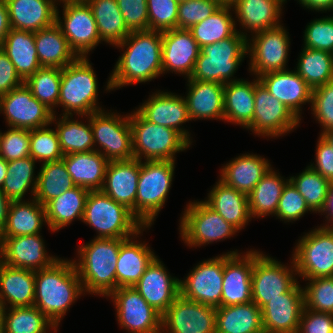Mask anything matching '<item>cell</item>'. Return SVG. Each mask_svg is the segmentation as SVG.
<instances>
[{
    "instance_id": "6da1fadb",
    "label": "cell",
    "mask_w": 333,
    "mask_h": 333,
    "mask_svg": "<svg viewBox=\"0 0 333 333\" xmlns=\"http://www.w3.org/2000/svg\"><path fill=\"white\" fill-rule=\"evenodd\" d=\"M126 51L117 61L106 90L151 81L162 74V35L160 31L131 33L118 45Z\"/></svg>"
},
{
    "instance_id": "7a4b0ae2",
    "label": "cell",
    "mask_w": 333,
    "mask_h": 333,
    "mask_svg": "<svg viewBox=\"0 0 333 333\" xmlns=\"http://www.w3.org/2000/svg\"><path fill=\"white\" fill-rule=\"evenodd\" d=\"M83 291L73 261L59 259L51 267L35 271L34 306L56 327Z\"/></svg>"
},
{
    "instance_id": "3957f363",
    "label": "cell",
    "mask_w": 333,
    "mask_h": 333,
    "mask_svg": "<svg viewBox=\"0 0 333 333\" xmlns=\"http://www.w3.org/2000/svg\"><path fill=\"white\" fill-rule=\"evenodd\" d=\"M124 240L96 237L80 247V261L73 263L84 291L109 297L116 290V264Z\"/></svg>"
},
{
    "instance_id": "277c9868",
    "label": "cell",
    "mask_w": 333,
    "mask_h": 333,
    "mask_svg": "<svg viewBox=\"0 0 333 333\" xmlns=\"http://www.w3.org/2000/svg\"><path fill=\"white\" fill-rule=\"evenodd\" d=\"M247 44L246 35L236 31L227 39L205 45L201 48L189 79L223 85L237 81L229 78L233 76L244 56L248 54Z\"/></svg>"
},
{
    "instance_id": "5b68a950",
    "label": "cell",
    "mask_w": 333,
    "mask_h": 333,
    "mask_svg": "<svg viewBox=\"0 0 333 333\" xmlns=\"http://www.w3.org/2000/svg\"><path fill=\"white\" fill-rule=\"evenodd\" d=\"M82 221L99 232L97 238L127 239L140 234L142 227L145 229L130 209L102 190L89 192Z\"/></svg>"
},
{
    "instance_id": "8992f818",
    "label": "cell",
    "mask_w": 333,
    "mask_h": 333,
    "mask_svg": "<svg viewBox=\"0 0 333 333\" xmlns=\"http://www.w3.org/2000/svg\"><path fill=\"white\" fill-rule=\"evenodd\" d=\"M129 119L134 159L141 161L144 155L145 161H175V153L190 146L181 133L149 122L138 111Z\"/></svg>"
},
{
    "instance_id": "52a82bcc",
    "label": "cell",
    "mask_w": 333,
    "mask_h": 333,
    "mask_svg": "<svg viewBox=\"0 0 333 333\" xmlns=\"http://www.w3.org/2000/svg\"><path fill=\"white\" fill-rule=\"evenodd\" d=\"M91 64L86 57H78L62 68L58 104L65 108L63 115L72 117L74 111L80 116L100 111L96 105L97 81Z\"/></svg>"
},
{
    "instance_id": "ba28073f",
    "label": "cell",
    "mask_w": 333,
    "mask_h": 333,
    "mask_svg": "<svg viewBox=\"0 0 333 333\" xmlns=\"http://www.w3.org/2000/svg\"><path fill=\"white\" fill-rule=\"evenodd\" d=\"M175 161H140L136 194V218L149 227L163 207L168 195Z\"/></svg>"
},
{
    "instance_id": "9c48e42d",
    "label": "cell",
    "mask_w": 333,
    "mask_h": 333,
    "mask_svg": "<svg viewBox=\"0 0 333 333\" xmlns=\"http://www.w3.org/2000/svg\"><path fill=\"white\" fill-rule=\"evenodd\" d=\"M297 274L305 279L333 277V224L307 233L293 254Z\"/></svg>"
},
{
    "instance_id": "30bf717a",
    "label": "cell",
    "mask_w": 333,
    "mask_h": 333,
    "mask_svg": "<svg viewBox=\"0 0 333 333\" xmlns=\"http://www.w3.org/2000/svg\"><path fill=\"white\" fill-rule=\"evenodd\" d=\"M186 208L180 230L183 241L189 246L209 244L238 232L204 201L190 202Z\"/></svg>"
},
{
    "instance_id": "8fae6325",
    "label": "cell",
    "mask_w": 333,
    "mask_h": 333,
    "mask_svg": "<svg viewBox=\"0 0 333 333\" xmlns=\"http://www.w3.org/2000/svg\"><path fill=\"white\" fill-rule=\"evenodd\" d=\"M103 111L88 115L94 144L98 142L105 150L101 154L108 161L134 159L129 115L121 118L117 114H105Z\"/></svg>"
},
{
    "instance_id": "7c38bea8",
    "label": "cell",
    "mask_w": 333,
    "mask_h": 333,
    "mask_svg": "<svg viewBox=\"0 0 333 333\" xmlns=\"http://www.w3.org/2000/svg\"><path fill=\"white\" fill-rule=\"evenodd\" d=\"M291 266L294 270H289L285 265L273 258L262 255L258 251H253V270L251 278L252 301L260 309L279 294L289 291L296 283V267L294 260Z\"/></svg>"
},
{
    "instance_id": "4fadbf2b",
    "label": "cell",
    "mask_w": 333,
    "mask_h": 333,
    "mask_svg": "<svg viewBox=\"0 0 333 333\" xmlns=\"http://www.w3.org/2000/svg\"><path fill=\"white\" fill-rule=\"evenodd\" d=\"M64 3V25L56 11V23L68 40L70 48L78 57H87L101 40L91 7L86 1H67Z\"/></svg>"
},
{
    "instance_id": "5bb4252c",
    "label": "cell",
    "mask_w": 333,
    "mask_h": 333,
    "mask_svg": "<svg viewBox=\"0 0 333 333\" xmlns=\"http://www.w3.org/2000/svg\"><path fill=\"white\" fill-rule=\"evenodd\" d=\"M2 110L9 127L12 128H43L56 119L55 113L38 101L24 83L0 96V111Z\"/></svg>"
},
{
    "instance_id": "9a60e30c",
    "label": "cell",
    "mask_w": 333,
    "mask_h": 333,
    "mask_svg": "<svg viewBox=\"0 0 333 333\" xmlns=\"http://www.w3.org/2000/svg\"><path fill=\"white\" fill-rule=\"evenodd\" d=\"M161 329L168 333H216V307L179 295L162 314Z\"/></svg>"
},
{
    "instance_id": "2e32d148",
    "label": "cell",
    "mask_w": 333,
    "mask_h": 333,
    "mask_svg": "<svg viewBox=\"0 0 333 333\" xmlns=\"http://www.w3.org/2000/svg\"><path fill=\"white\" fill-rule=\"evenodd\" d=\"M119 324L130 333H162V314L149 305L134 287H120L110 295Z\"/></svg>"
},
{
    "instance_id": "e0dca14e",
    "label": "cell",
    "mask_w": 333,
    "mask_h": 333,
    "mask_svg": "<svg viewBox=\"0 0 333 333\" xmlns=\"http://www.w3.org/2000/svg\"><path fill=\"white\" fill-rule=\"evenodd\" d=\"M255 110L252 122L246 127L262 136L277 137L294 129L299 119L277 98L269 93L265 86L255 80Z\"/></svg>"
},
{
    "instance_id": "ac0fdd59",
    "label": "cell",
    "mask_w": 333,
    "mask_h": 333,
    "mask_svg": "<svg viewBox=\"0 0 333 333\" xmlns=\"http://www.w3.org/2000/svg\"><path fill=\"white\" fill-rule=\"evenodd\" d=\"M247 44L250 52V70L258 75L286 70L285 65L289 50V38L281 25L255 33ZM250 43V44H249Z\"/></svg>"
},
{
    "instance_id": "d6986e66",
    "label": "cell",
    "mask_w": 333,
    "mask_h": 333,
    "mask_svg": "<svg viewBox=\"0 0 333 333\" xmlns=\"http://www.w3.org/2000/svg\"><path fill=\"white\" fill-rule=\"evenodd\" d=\"M224 255L204 261L180 280V295L214 307H221Z\"/></svg>"
},
{
    "instance_id": "ffe728a7",
    "label": "cell",
    "mask_w": 333,
    "mask_h": 333,
    "mask_svg": "<svg viewBox=\"0 0 333 333\" xmlns=\"http://www.w3.org/2000/svg\"><path fill=\"white\" fill-rule=\"evenodd\" d=\"M304 289L298 282L286 293L270 299L262 308L264 333H297L305 307Z\"/></svg>"
},
{
    "instance_id": "44dd1931",
    "label": "cell",
    "mask_w": 333,
    "mask_h": 333,
    "mask_svg": "<svg viewBox=\"0 0 333 333\" xmlns=\"http://www.w3.org/2000/svg\"><path fill=\"white\" fill-rule=\"evenodd\" d=\"M43 243L39 234L0 238L1 261L10 267L32 271L49 268L59 259L47 256Z\"/></svg>"
},
{
    "instance_id": "7402d4cb",
    "label": "cell",
    "mask_w": 333,
    "mask_h": 333,
    "mask_svg": "<svg viewBox=\"0 0 333 333\" xmlns=\"http://www.w3.org/2000/svg\"><path fill=\"white\" fill-rule=\"evenodd\" d=\"M230 252L224 255L221 306L252 301L253 250L241 257L236 251Z\"/></svg>"
},
{
    "instance_id": "603a6c76",
    "label": "cell",
    "mask_w": 333,
    "mask_h": 333,
    "mask_svg": "<svg viewBox=\"0 0 333 333\" xmlns=\"http://www.w3.org/2000/svg\"><path fill=\"white\" fill-rule=\"evenodd\" d=\"M167 273L160 259L155 257L133 286L146 302L161 314L180 295V280Z\"/></svg>"
},
{
    "instance_id": "cb8c5ba5",
    "label": "cell",
    "mask_w": 333,
    "mask_h": 333,
    "mask_svg": "<svg viewBox=\"0 0 333 333\" xmlns=\"http://www.w3.org/2000/svg\"><path fill=\"white\" fill-rule=\"evenodd\" d=\"M162 71L172 70L190 78L201 48L188 29L161 32Z\"/></svg>"
},
{
    "instance_id": "d4e9b609",
    "label": "cell",
    "mask_w": 333,
    "mask_h": 333,
    "mask_svg": "<svg viewBox=\"0 0 333 333\" xmlns=\"http://www.w3.org/2000/svg\"><path fill=\"white\" fill-rule=\"evenodd\" d=\"M140 175V160L109 161L101 189L117 203L123 204L136 217V194Z\"/></svg>"
},
{
    "instance_id": "484cf974",
    "label": "cell",
    "mask_w": 333,
    "mask_h": 333,
    "mask_svg": "<svg viewBox=\"0 0 333 333\" xmlns=\"http://www.w3.org/2000/svg\"><path fill=\"white\" fill-rule=\"evenodd\" d=\"M271 95L283 103L298 119L300 105L312 102L313 89L296 71L281 70L258 76Z\"/></svg>"
},
{
    "instance_id": "4316f807",
    "label": "cell",
    "mask_w": 333,
    "mask_h": 333,
    "mask_svg": "<svg viewBox=\"0 0 333 333\" xmlns=\"http://www.w3.org/2000/svg\"><path fill=\"white\" fill-rule=\"evenodd\" d=\"M137 111L149 122L174 129L191 142L187 130L180 128V124L189 121L190 117L186 101L179 95L157 92Z\"/></svg>"
},
{
    "instance_id": "83f0119b",
    "label": "cell",
    "mask_w": 333,
    "mask_h": 333,
    "mask_svg": "<svg viewBox=\"0 0 333 333\" xmlns=\"http://www.w3.org/2000/svg\"><path fill=\"white\" fill-rule=\"evenodd\" d=\"M13 29L37 32L56 23V0H5ZM58 1V0H57Z\"/></svg>"
},
{
    "instance_id": "f1b7e54d",
    "label": "cell",
    "mask_w": 333,
    "mask_h": 333,
    "mask_svg": "<svg viewBox=\"0 0 333 333\" xmlns=\"http://www.w3.org/2000/svg\"><path fill=\"white\" fill-rule=\"evenodd\" d=\"M185 99L190 120L224 119V85L216 82L191 80Z\"/></svg>"
},
{
    "instance_id": "f546056e",
    "label": "cell",
    "mask_w": 333,
    "mask_h": 333,
    "mask_svg": "<svg viewBox=\"0 0 333 333\" xmlns=\"http://www.w3.org/2000/svg\"><path fill=\"white\" fill-rule=\"evenodd\" d=\"M100 150L64 155L62 160L76 186L89 191L101 190L105 181L108 160Z\"/></svg>"
},
{
    "instance_id": "4dcf8cb0",
    "label": "cell",
    "mask_w": 333,
    "mask_h": 333,
    "mask_svg": "<svg viewBox=\"0 0 333 333\" xmlns=\"http://www.w3.org/2000/svg\"><path fill=\"white\" fill-rule=\"evenodd\" d=\"M35 298V271L0 264V307L6 301L12 307L33 306Z\"/></svg>"
},
{
    "instance_id": "1f68e13d",
    "label": "cell",
    "mask_w": 333,
    "mask_h": 333,
    "mask_svg": "<svg viewBox=\"0 0 333 333\" xmlns=\"http://www.w3.org/2000/svg\"><path fill=\"white\" fill-rule=\"evenodd\" d=\"M204 202L237 230L242 229L252 218L248 196L221 180L213 187L208 200Z\"/></svg>"
},
{
    "instance_id": "d6a6232c",
    "label": "cell",
    "mask_w": 333,
    "mask_h": 333,
    "mask_svg": "<svg viewBox=\"0 0 333 333\" xmlns=\"http://www.w3.org/2000/svg\"><path fill=\"white\" fill-rule=\"evenodd\" d=\"M125 239L119 249L116 264V289L133 287L156 257L147 244Z\"/></svg>"
},
{
    "instance_id": "836d02e7",
    "label": "cell",
    "mask_w": 333,
    "mask_h": 333,
    "mask_svg": "<svg viewBox=\"0 0 333 333\" xmlns=\"http://www.w3.org/2000/svg\"><path fill=\"white\" fill-rule=\"evenodd\" d=\"M268 160L258 155H242L221 170V181L247 196L270 169Z\"/></svg>"
},
{
    "instance_id": "e575fe53",
    "label": "cell",
    "mask_w": 333,
    "mask_h": 333,
    "mask_svg": "<svg viewBox=\"0 0 333 333\" xmlns=\"http://www.w3.org/2000/svg\"><path fill=\"white\" fill-rule=\"evenodd\" d=\"M34 39L41 67L62 69L78 58L57 23L34 32Z\"/></svg>"
},
{
    "instance_id": "d590c367",
    "label": "cell",
    "mask_w": 333,
    "mask_h": 333,
    "mask_svg": "<svg viewBox=\"0 0 333 333\" xmlns=\"http://www.w3.org/2000/svg\"><path fill=\"white\" fill-rule=\"evenodd\" d=\"M216 333H264L260 307L253 301L216 307Z\"/></svg>"
},
{
    "instance_id": "8d00e7d4",
    "label": "cell",
    "mask_w": 333,
    "mask_h": 333,
    "mask_svg": "<svg viewBox=\"0 0 333 333\" xmlns=\"http://www.w3.org/2000/svg\"><path fill=\"white\" fill-rule=\"evenodd\" d=\"M0 48L10 58L23 81L41 68L34 32L11 28Z\"/></svg>"
},
{
    "instance_id": "74e56055",
    "label": "cell",
    "mask_w": 333,
    "mask_h": 333,
    "mask_svg": "<svg viewBox=\"0 0 333 333\" xmlns=\"http://www.w3.org/2000/svg\"><path fill=\"white\" fill-rule=\"evenodd\" d=\"M44 221L47 222L45 206L35 198L32 202L11 201L0 238L39 234Z\"/></svg>"
},
{
    "instance_id": "f35d334b",
    "label": "cell",
    "mask_w": 333,
    "mask_h": 333,
    "mask_svg": "<svg viewBox=\"0 0 333 333\" xmlns=\"http://www.w3.org/2000/svg\"><path fill=\"white\" fill-rule=\"evenodd\" d=\"M255 81L237 80L224 85V120L245 128L252 122L255 110Z\"/></svg>"
},
{
    "instance_id": "ab89813d",
    "label": "cell",
    "mask_w": 333,
    "mask_h": 333,
    "mask_svg": "<svg viewBox=\"0 0 333 333\" xmlns=\"http://www.w3.org/2000/svg\"><path fill=\"white\" fill-rule=\"evenodd\" d=\"M89 192L81 186H75L49 201L45 205V213L50 229L58 231L76 218L82 220Z\"/></svg>"
},
{
    "instance_id": "60d3db41",
    "label": "cell",
    "mask_w": 333,
    "mask_h": 333,
    "mask_svg": "<svg viewBox=\"0 0 333 333\" xmlns=\"http://www.w3.org/2000/svg\"><path fill=\"white\" fill-rule=\"evenodd\" d=\"M241 25L254 33L279 26L281 7L273 0H235L233 8Z\"/></svg>"
},
{
    "instance_id": "b9f144b4",
    "label": "cell",
    "mask_w": 333,
    "mask_h": 333,
    "mask_svg": "<svg viewBox=\"0 0 333 333\" xmlns=\"http://www.w3.org/2000/svg\"><path fill=\"white\" fill-rule=\"evenodd\" d=\"M97 24L100 40L120 44L131 31L127 28L117 0H86Z\"/></svg>"
},
{
    "instance_id": "7bdbcfd3",
    "label": "cell",
    "mask_w": 333,
    "mask_h": 333,
    "mask_svg": "<svg viewBox=\"0 0 333 333\" xmlns=\"http://www.w3.org/2000/svg\"><path fill=\"white\" fill-rule=\"evenodd\" d=\"M288 181L289 179L284 181L270 168L248 195L251 217L275 215L283 188Z\"/></svg>"
},
{
    "instance_id": "ee69618b",
    "label": "cell",
    "mask_w": 333,
    "mask_h": 333,
    "mask_svg": "<svg viewBox=\"0 0 333 333\" xmlns=\"http://www.w3.org/2000/svg\"><path fill=\"white\" fill-rule=\"evenodd\" d=\"M75 186L62 159L46 162L43 163L38 173L37 187L33 199L35 198L45 206L49 201Z\"/></svg>"
},
{
    "instance_id": "f6af8a7d",
    "label": "cell",
    "mask_w": 333,
    "mask_h": 333,
    "mask_svg": "<svg viewBox=\"0 0 333 333\" xmlns=\"http://www.w3.org/2000/svg\"><path fill=\"white\" fill-rule=\"evenodd\" d=\"M229 9L231 5H221L215 13L188 29L200 48L227 39L237 31Z\"/></svg>"
},
{
    "instance_id": "bcb514c9",
    "label": "cell",
    "mask_w": 333,
    "mask_h": 333,
    "mask_svg": "<svg viewBox=\"0 0 333 333\" xmlns=\"http://www.w3.org/2000/svg\"><path fill=\"white\" fill-rule=\"evenodd\" d=\"M296 72L315 89L333 80V54L318 49L303 48Z\"/></svg>"
},
{
    "instance_id": "7dc6e473",
    "label": "cell",
    "mask_w": 333,
    "mask_h": 333,
    "mask_svg": "<svg viewBox=\"0 0 333 333\" xmlns=\"http://www.w3.org/2000/svg\"><path fill=\"white\" fill-rule=\"evenodd\" d=\"M34 166L35 160L31 156L8 162L7 176L1 190L11 201L22 200L31 184L32 195H35L38 176H33Z\"/></svg>"
},
{
    "instance_id": "c3c4849f",
    "label": "cell",
    "mask_w": 333,
    "mask_h": 333,
    "mask_svg": "<svg viewBox=\"0 0 333 333\" xmlns=\"http://www.w3.org/2000/svg\"><path fill=\"white\" fill-rule=\"evenodd\" d=\"M2 309L5 333H47L48 327L56 325L49 320L36 306H23Z\"/></svg>"
},
{
    "instance_id": "681fc988",
    "label": "cell",
    "mask_w": 333,
    "mask_h": 333,
    "mask_svg": "<svg viewBox=\"0 0 333 333\" xmlns=\"http://www.w3.org/2000/svg\"><path fill=\"white\" fill-rule=\"evenodd\" d=\"M61 119L57 122L56 131L64 155L97 150L93 147L94 139L90 120L88 125H85L82 122L69 119L68 115H63Z\"/></svg>"
},
{
    "instance_id": "f907efd6",
    "label": "cell",
    "mask_w": 333,
    "mask_h": 333,
    "mask_svg": "<svg viewBox=\"0 0 333 333\" xmlns=\"http://www.w3.org/2000/svg\"><path fill=\"white\" fill-rule=\"evenodd\" d=\"M61 73V68L41 67L24 81L32 95L52 111L58 105Z\"/></svg>"
},
{
    "instance_id": "816d5d0a",
    "label": "cell",
    "mask_w": 333,
    "mask_h": 333,
    "mask_svg": "<svg viewBox=\"0 0 333 333\" xmlns=\"http://www.w3.org/2000/svg\"><path fill=\"white\" fill-rule=\"evenodd\" d=\"M289 180L306 200L308 207L312 211L320 212L322 210L329 191L330 181L310 166L299 176L290 177Z\"/></svg>"
},
{
    "instance_id": "f5cc1de1",
    "label": "cell",
    "mask_w": 333,
    "mask_h": 333,
    "mask_svg": "<svg viewBox=\"0 0 333 333\" xmlns=\"http://www.w3.org/2000/svg\"><path fill=\"white\" fill-rule=\"evenodd\" d=\"M30 156L43 162L61 160L62 153L59 137L56 130L46 127L30 130Z\"/></svg>"
},
{
    "instance_id": "db71d44e",
    "label": "cell",
    "mask_w": 333,
    "mask_h": 333,
    "mask_svg": "<svg viewBox=\"0 0 333 333\" xmlns=\"http://www.w3.org/2000/svg\"><path fill=\"white\" fill-rule=\"evenodd\" d=\"M310 280L304 291L305 308L333 314V277H319Z\"/></svg>"
},
{
    "instance_id": "11a10c76",
    "label": "cell",
    "mask_w": 333,
    "mask_h": 333,
    "mask_svg": "<svg viewBox=\"0 0 333 333\" xmlns=\"http://www.w3.org/2000/svg\"><path fill=\"white\" fill-rule=\"evenodd\" d=\"M178 5L176 0H147L149 30L163 32L177 28Z\"/></svg>"
},
{
    "instance_id": "9f6ffc18",
    "label": "cell",
    "mask_w": 333,
    "mask_h": 333,
    "mask_svg": "<svg viewBox=\"0 0 333 333\" xmlns=\"http://www.w3.org/2000/svg\"><path fill=\"white\" fill-rule=\"evenodd\" d=\"M217 0H188L178 5V29H190L217 11Z\"/></svg>"
},
{
    "instance_id": "6f0895ef",
    "label": "cell",
    "mask_w": 333,
    "mask_h": 333,
    "mask_svg": "<svg viewBox=\"0 0 333 333\" xmlns=\"http://www.w3.org/2000/svg\"><path fill=\"white\" fill-rule=\"evenodd\" d=\"M30 130L10 128L0 133V157L5 161H13L30 156Z\"/></svg>"
},
{
    "instance_id": "680465c9",
    "label": "cell",
    "mask_w": 333,
    "mask_h": 333,
    "mask_svg": "<svg viewBox=\"0 0 333 333\" xmlns=\"http://www.w3.org/2000/svg\"><path fill=\"white\" fill-rule=\"evenodd\" d=\"M307 211H312L306 200L289 180L283 188L275 215L281 220L295 221Z\"/></svg>"
},
{
    "instance_id": "91938a15",
    "label": "cell",
    "mask_w": 333,
    "mask_h": 333,
    "mask_svg": "<svg viewBox=\"0 0 333 333\" xmlns=\"http://www.w3.org/2000/svg\"><path fill=\"white\" fill-rule=\"evenodd\" d=\"M304 33V48L333 54V17L314 20L309 23Z\"/></svg>"
},
{
    "instance_id": "94428289",
    "label": "cell",
    "mask_w": 333,
    "mask_h": 333,
    "mask_svg": "<svg viewBox=\"0 0 333 333\" xmlns=\"http://www.w3.org/2000/svg\"><path fill=\"white\" fill-rule=\"evenodd\" d=\"M312 111L323 126V132L333 129V80L312 91Z\"/></svg>"
},
{
    "instance_id": "6125c7cd",
    "label": "cell",
    "mask_w": 333,
    "mask_h": 333,
    "mask_svg": "<svg viewBox=\"0 0 333 333\" xmlns=\"http://www.w3.org/2000/svg\"><path fill=\"white\" fill-rule=\"evenodd\" d=\"M117 3L130 31L149 30L147 0H117Z\"/></svg>"
},
{
    "instance_id": "be15d7a7",
    "label": "cell",
    "mask_w": 333,
    "mask_h": 333,
    "mask_svg": "<svg viewBox=\"0 0 333 333\" xmlns=\"http://www.w3.org/2000/svg\"><path fill=\"white\" fill-rule=\"evenodd\" d=\"M297 333H333V314L304 307Z\"/></svg>"
},
{
    "instance_id": "e7e4bbea",
    "label": "cell",
    "mask_w": 333,
    "mask_h": 333,
    "mask_svg": "<svg viewBox=\"0 0 333 333\" xmlns=\"http://www.w3.org/2000/svg\"><path fill=\"white\" fill-rule=\"evenodd\" d=\"M24 81L17 74L14 64L0 48V96L21 86Z\"/></svg>"
},
{
    "instance_id": "03108f58",
    "label": "cell",
    "mask_w": 333,
    "mask_h": 333,
    "mask_svg": "<svg viewBox=\"0 0 333 333\" xmlns=\"http://www.w3.org/2000/svg\"><path fill=\"white\" fill-rule=\"evenodd\" d=\"M310 167L328 181H333V148L321 135L317 144L316 165L311 164Z\"/></svg>"
},
{
    "instance_id": "003e7915",
    "label": "cell",
    "mask_w": 333,
    "mask_h": 333,
    "mask_svg": "<svg viewBox=\"0 0 333 333\" xmlns=\"http://www.w3.org/2000/svg\"><path fill=\"white\" fill-rule=\"evenodd\" d=\"M10 29L11 26L6 1L0 0V46L3 44Z\"/></svg>"
},
{
    "instance_id": "a7ac6f4b",
    "label": "cell",
    "mask_w": 333,
    "mask_h": 333,
    "mask_svg": "<svg viewBox=\"0 0 333 333\" xmlns=\"http://www.w3.org/2000/svg\"><path fill=\"white\" fill-rule=\"evenodd\" d=\"M304 7L316 11H327L333 9V0H299Z\"/></svg>"
},
{
    "instance_id": "89a4df30",
    "label": "cell",
    "mask_w": 333,
    "mask_h": 333,
    "mask_svg": "<svg viewBox=\"0 0 333 333\" xmlns=\"http://www.w3.org/2000/svg\"><path fill=\"white\" fill-rule=\"evenodd\" d=\"M11 200L0 189V233L5 227Z\"/></svg>"
},
{
    "instance_id": "2644e50d",
    "label": "cell",
    "mask_w": 333,
    "mask_h": 333,
    "mask_svg": "<svg viewBox=\"0 0 333 333\" xmlns=\"http://www.w3.org/2000/svg\"><path fill=\"white\" fill-rule=\"evenodd\" d=\"M320 212L329 213V214H327L326 217L328 219V217L330 216L329 221L330 222H331V220L333 221V181L330 183L329 191H328L327 197L325 199L324 207L322 208V210Z\"/></svg>"
},
{
    "instance_id": "8c879c8a",
    "label": "cell",
    "mask_w": 333,
    "mask_h": 333,
    "mask_svg": "<svg viewBox=\"0 0 333 333\" xmlns=\"http://www.w3.org/2000/svg\"><path fill=\"white\" fill-rule=\"evenodd\" d=\"M7 166L8 162L0 157V189L2 188L4 180L7 176Z\"/></svg>"
},
{
    "instance_id": "753ad0ef",
    "label": "cell",
    "mask_w": 333,
    "mask_h": 333,
    "mask_svg": "<svg viewBox=\"0 0 333 333\" xmlns=\"http://www.w3.org/2000/svg\"><path fill=\"white\" fill-rule=\"evenodd\" d=\"M321 136L331 145L333 148V129L326 131L325 133H321Z\"/></svg>"
},
{
    "instance_id": "34e18365",
    "label": "cell",
    "mask_w": 333,
    "mask_h": 333,
    "mask_svg": "<svg viewBox=\"0 0 333 333\" xmlns=\"http://www.w3.org/2000/svg\"><path fill=\"white\" fill-rule=\"evenodd\" d=\"M0 333H5L4 329V318H3V312L2 308L0 307Z\"/></svg>"
},
{
    "instance_id": "11e5206c",
    "label": "cell",
    "mask_w": 333,
    "mask_h": 333,
    "mask_svg": "<svg viewBox=\"0 0 333 333\" xmlns=\"http://www.w3.org/2000/svg\"><path fill=\"white\" fill-rule=\"evenodd\" d=\"M221 5H231L235 0H217Z\"/></svg>"
},
{
    "instance_id": "2a66077c",
    "label": "cell",
    "mask_w": 333,
    "mask_h": 333,
    "mask_svg": "<svg viewBox=\"0 0 333 333\" xmlns=\"http://www.w3.org/2000/svg\"><path fill=\"white\" fill-rule=\"evenodd\" d=\"M273 1L277 2L281 6L282 3H284L285 0H273Z\"/></svg>"
},
{
    "instance_id": "b9fcfbb0",
    "label": "cell",
    "mask_w": 333,
    "mask_h": 333,
    "mask_svg": "<svg viewBox=\"0 0 333 333\" xmlns=\"http://www.w3.org/2000/svg\"><path fill=\"white\" fill-rule=\"evenodd\" d=\"M178 3H181V2H185V1H188V0H176Z\"/></svg>"
},
{
    "instance_id": "09005b40",
    "label": "cell",
    "mask_w": 333,
    "mask_h": 333,
    "mask_svg": "<svg viewBox=\"0 0 333 333\" xmlns=\"http://www.w3.org/2000/svg\"><path fill=\"white\" fill-rule=\"evenodd\" d=\"M67 1H86V0H67Z\"/></svg>"
}]
</instances>
